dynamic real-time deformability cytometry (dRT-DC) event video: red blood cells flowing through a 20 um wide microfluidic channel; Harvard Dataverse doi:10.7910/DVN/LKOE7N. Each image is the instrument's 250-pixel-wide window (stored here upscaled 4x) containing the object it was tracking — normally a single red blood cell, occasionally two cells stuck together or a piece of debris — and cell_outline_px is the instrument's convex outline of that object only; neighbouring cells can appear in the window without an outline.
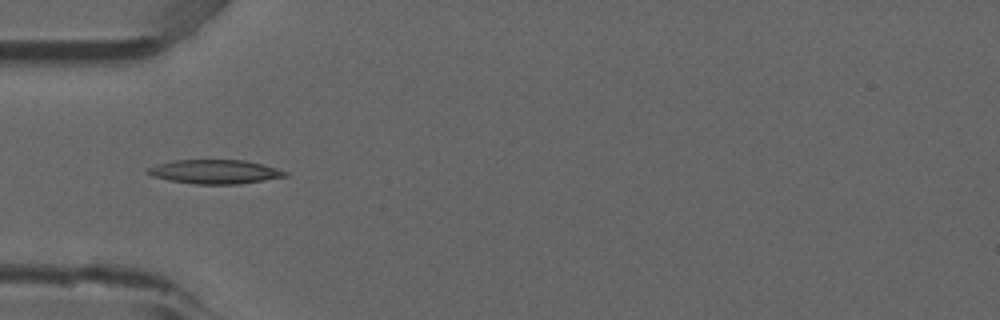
{"species": "common noctule bat (a hibernating species)", "species_latin": "Nyctalus noctula", "temperature_condition": "room temperature", "stored_images_in_passage": 26, "camera_frame_rate_fps": 3000, "um_per_image_px": 0.085, "animal": {"sex": "male", "forearm_length_mm": 52.5}, "frame": {"image": 1, "passage_image": 1, "time_ms": 0.0, "image_size_px": [1000, 320], "cell_outline_px": [[288, 176], [240, 184], [196, 184], [168, 180], [152, 176], [144, 172], [144, 168], [156, 164], [172, 160], [244, 160], [276, 168], [288, 172]], "centroid_in_image_um": [18.19, 14.59], "position_along_channel_um": 66.8, "area_um2": 19.36}}
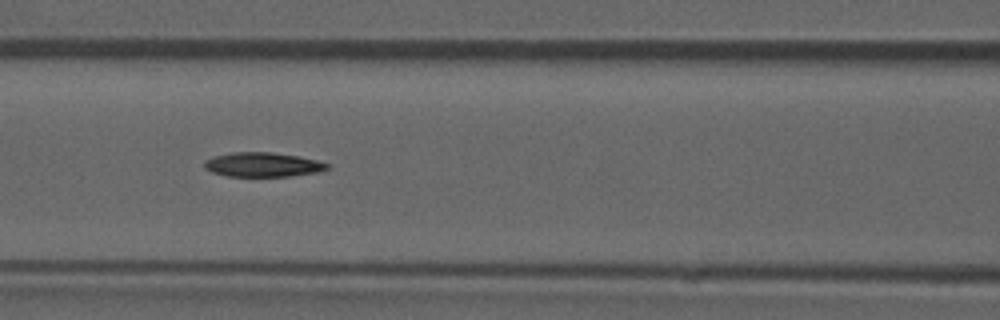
{"frame": {"image": 2, "passage_image": 7, "time_ms": 2.0, "image_size_px": [1000, 320], "cell_outline_px": [[332, 164], [328, 168], [316, 172], [292, 176], [228, 176], [212, 172], [204, 168], [204, 160], [216, 156], [232, 152], [272, 152], [300, 156]], "centroid_in_image_um": [22.35, 13.99], "position_along_channel_um": 144.3, "area_um2": 17.46}}
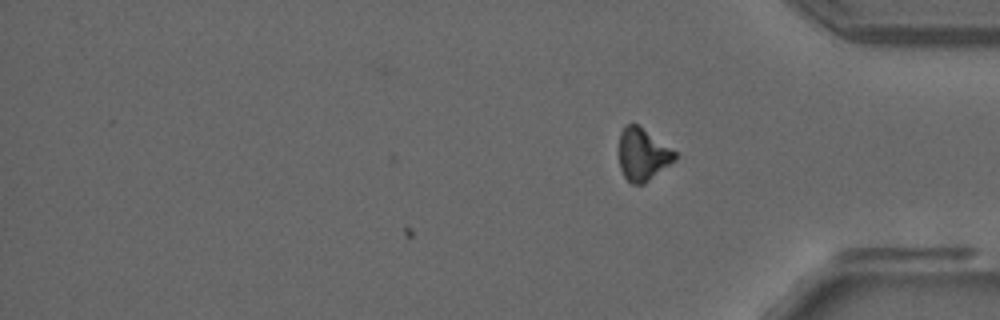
{"frame": {"image": 3, "passage_image": 26, "time_ms": 8.333, "image_size_px": [1000, 320], "cell_outline_px": [[676, 160], [644, 184], [632, 184], [624, 176], [620, 168], [620, 132], [624, 124], [636, 124], [676, 152]], "centroid_in_image_um": [54.62, 13.15], "position_along_channel_um": 380.6, "area_um2": 16.76}}